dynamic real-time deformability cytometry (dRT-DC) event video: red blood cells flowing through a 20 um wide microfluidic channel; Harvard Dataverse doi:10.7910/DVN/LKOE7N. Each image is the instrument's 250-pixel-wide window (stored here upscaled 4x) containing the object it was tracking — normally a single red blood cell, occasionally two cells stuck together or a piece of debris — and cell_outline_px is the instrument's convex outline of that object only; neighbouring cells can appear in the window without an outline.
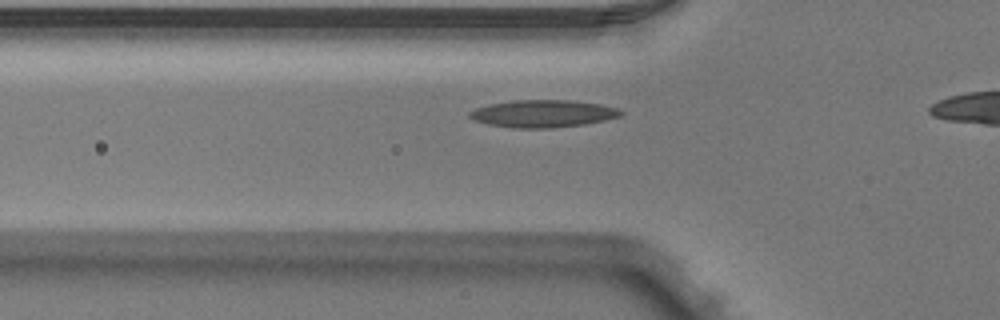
{"species": "Egyptian fruit bat (a non-hibernating species)", "species_latin": "Rousettus aegyptiacus", "temperature_condition": "warm", "stored_images_in_passage": 32, "camera_frame_rate_fps": 3000, "um_per_image_px": 0.085, "animal": {"sex": "male"}, "frame": {"image": 1, "passage_image": 11, "time_ms": 3.333, "image_size_px": [1000, 320], "cell_outline_px": [[624, 112], [620, 116], [604, 120], [584, 124], [552, 128], [512, 128], [488, 124], [476, 120], [468, 116], [468, 112], [476, 108], [488, 104], [516, 100], [568, 100], [600, 104], [620, 108]], "centroid_in_image_um": [46.16, 9.66], "position_along_channel_um": 79.6, "area_um2": 24.1}}
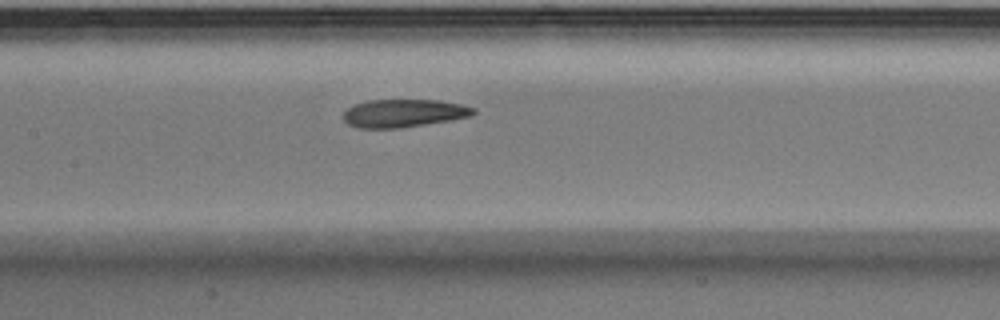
{"frame": {"image": 2, "passage_image": 18, "time_ms": 5.667, "image_size_px": [1000, 320], "cell_outline_px": [[476, 112], [472, 116], [452, 120], [400, 128], [360, 128], [348, 124], [344, 120], [344, 112], [352, 104], [368, 100], [440, 100], [460, 104], [476, 108]], "centroid_in_image_um": [34.33, 9.62], "position_along_channel_um": 173.1, "area_um2": 21.33}}
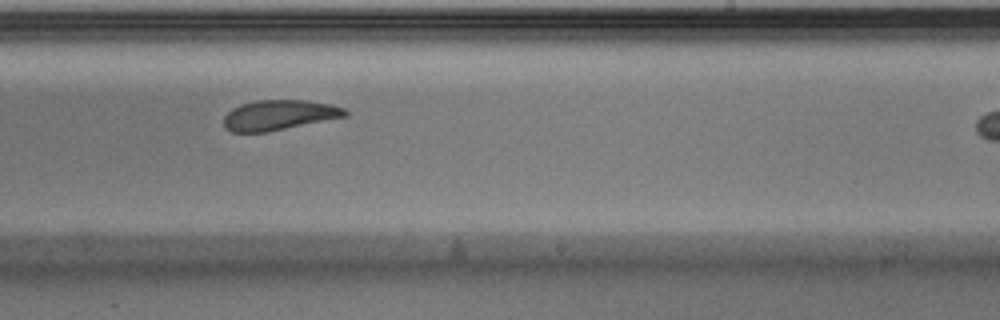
{"frame": {"image": 3, "passage_image": 25, "time_ms": 8.0, "image_size_px": [1000, 320], "cell_outline_px": [[348, 116], [268, 132], [232, 132], [224, 124], [224, 116], [232, 108], [240, 104], [256, 100], [308, 100], [332, 104], [344, 108], [348, 112]], "centroid_in_image_um": [23.75, 9.77], "position_along_channel_um": 265.2, "area_um2": 21.39}}